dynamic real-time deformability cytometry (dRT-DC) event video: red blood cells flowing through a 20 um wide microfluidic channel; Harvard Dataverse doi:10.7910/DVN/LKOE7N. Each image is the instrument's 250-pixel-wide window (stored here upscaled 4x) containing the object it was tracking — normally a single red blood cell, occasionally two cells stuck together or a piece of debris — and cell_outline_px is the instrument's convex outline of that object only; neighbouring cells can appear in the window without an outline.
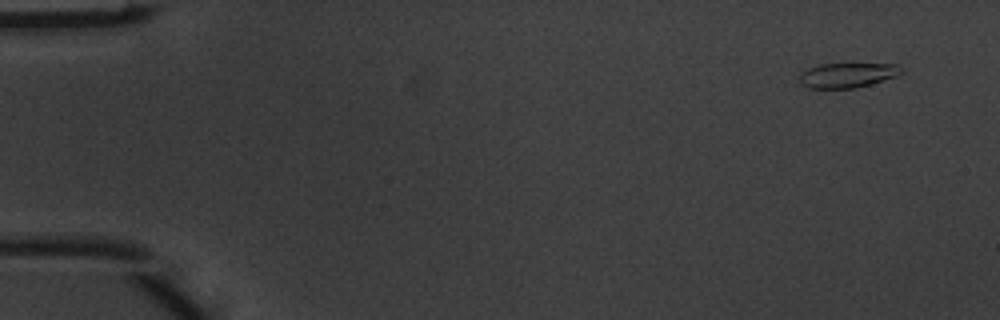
{"species": "common noctule bat (a hibernating species)", "species_latin": "Nyctalus noctula", "temperature_condition": "warm", "stored_images_in_passage": 6, "camera_frame_rate_fps": 3000, "um_per_image_px": 0.085, "animal": {"sex": "male", "body_mass_g": 20.1, "forearm_length_mm": 53.5}, "frame": {"image": 1, "passage_image": 1, "time_ms": 0.0, "image_size_px": [1000, 320], "cell_outline_px": [[904, 72], [896, 76], [856, 88], [808, 88], [800, 84], [800, 72], [808, 68], [820, 64], [896, 64]], "centroid_in_image_um": [71.99, 6.39], "position_along_channel_um": 13.0, "area_um2": 14.62}}
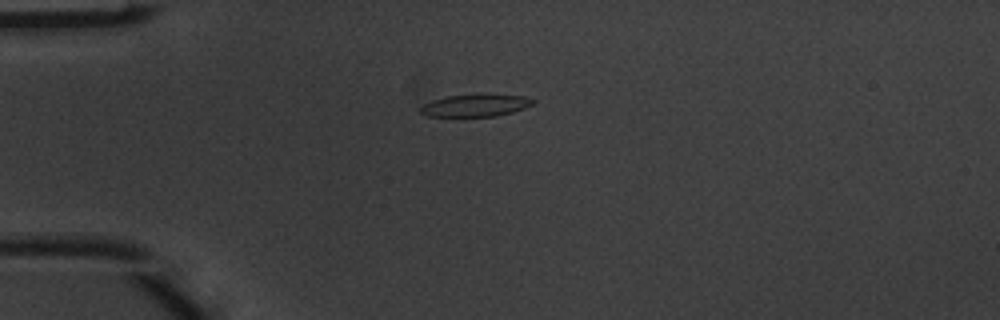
{"frame": {"image": 2, "passage_image": 4, "time_ms": 1.0, "image_size_px": [1000, 320], "cell_outline_px": [[536, 100], [532, 104], [524, 108], [512, 112], [496, 116], [424, 116], [420, 112], [420, 108], [424, 104], [432, 100], [444, 96], [480, 92], [524, 96]], "centroid_in_image_um": [40.41, 8.92], "position_along_channel_um": 44.6, "area_um2": 15.14}}
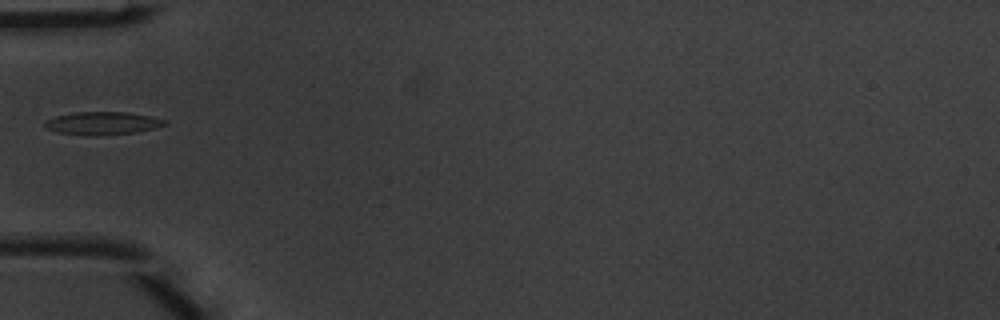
{"frame": {"image": 3, "passage_image": 5, "time_ms": 1.333, "image_size_px": [1000, 320], "cell_outline_px": [[168, 124], [156, 128], [136, 132], [96, 136], [88, 136], [60, 132], [44, 128], [44, 120], [56, 116], [76, 112], [124, 112], [152, 116], [168, 120]], "centroid_in_image_um": [8.74, 10.48], "position_along_channel_um": 76.3, "area_um2": 16.18}}